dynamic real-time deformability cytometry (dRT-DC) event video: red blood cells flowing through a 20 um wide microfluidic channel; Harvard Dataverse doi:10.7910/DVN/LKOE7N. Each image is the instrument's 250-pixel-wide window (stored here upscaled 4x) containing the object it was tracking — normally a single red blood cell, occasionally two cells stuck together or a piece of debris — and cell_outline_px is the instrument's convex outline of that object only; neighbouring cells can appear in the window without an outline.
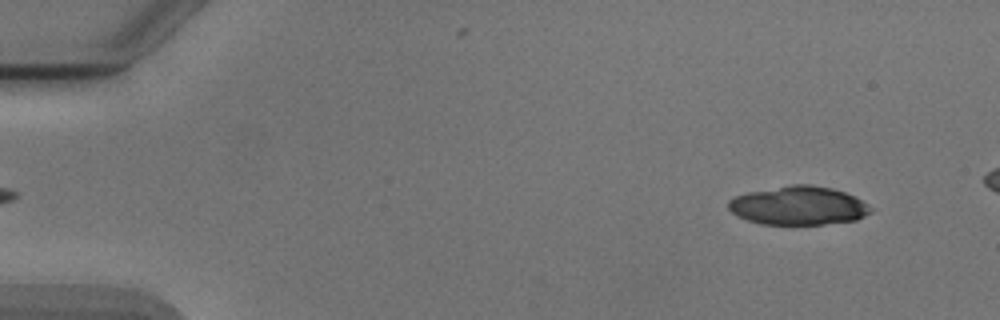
{"species": "Egyptian fruit bat (a non-hibernating species)", "species_latin": "Rousettus aegyptiacus", "temperature_condition": "cold", "stored_images_in_passage": 49, "camera_frame_rate_fps": 3000, "um_per_image_px": 0.085, "animal": {"sex": "male"}, "frame": {"image": 1, "passage_image": 4, "time_ms": 1.0, "image_size_px": [1000, 320], "cell_outline_px": [[872, 212], [856, 220], [824, 224], [760, 224], [748, 220], [732, 212], [728, 208], [728, 200], [736, 196], [748, 192], [792, 184], [812, 184], [832, 188], [844, 192], [868, 204], [872, 208]], "centroid_in_image_um": [67.88, 17.47], "position_along_channel_um": 17.1, "area_um2": 31.91}}